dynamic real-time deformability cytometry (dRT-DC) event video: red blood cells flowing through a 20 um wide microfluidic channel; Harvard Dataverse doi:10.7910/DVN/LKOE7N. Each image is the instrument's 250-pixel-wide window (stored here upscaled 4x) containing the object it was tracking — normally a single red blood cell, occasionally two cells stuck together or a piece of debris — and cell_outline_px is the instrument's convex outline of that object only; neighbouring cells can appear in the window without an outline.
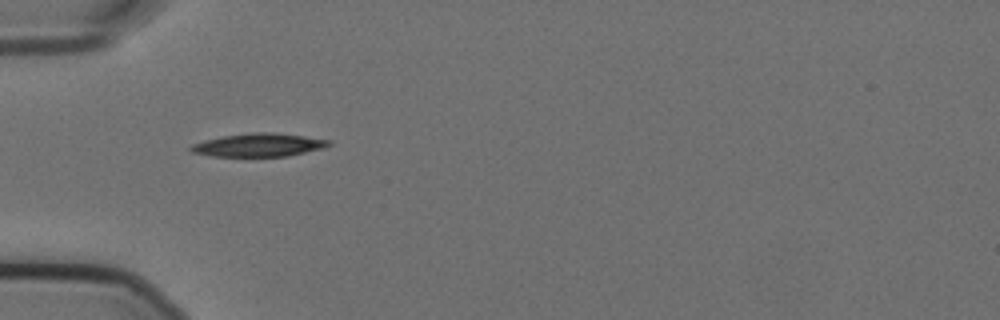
{"species": "Egyptian fruit bat (a non-hibernating species)", "species_latin": "Rousettus aegyptiacus", "temperature_condition": "cold", "stored_images_in_passage": 7, "camera_frame_rate_fps": 3000, "um_per_image_px": 0.085, "animal": {"sex": "female"}, "frame": {"image": 1, "passage_image": 1, "time_ms": 0.0, "image_size_px": [1000, 320], "cell_outline_px": [[332, 144], [324, 148], [288, 156], [212, 156], [192, 152], [188, 148], [192, 144], [204, 140], [224, 136], [256, 132], [268, 132], [304, 136], [332, 140]], "centroid_in_image_um": [22.02, 12.33], "position_along_channel_um": 63.0, "area_um2": 18.55}}
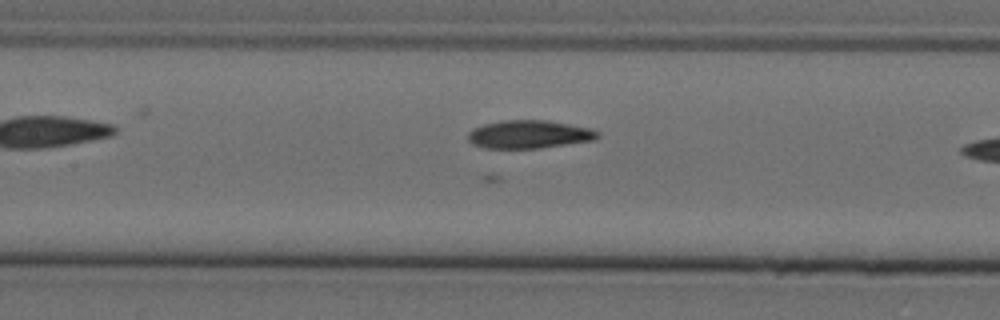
{"frame": {"image": 2, "passage_image": 6, "time_ms": 1.667, "image_size_px": [1000, 320], "cell_outline_px": [[600, 136], [596, 140], [540, 148], [484, 148], [472, 144], [468, 140], [468, 132], [472, 128], [484, 124], [504, 120], [544, 120], [592, 128], [600, 132]], "centroid_in_image_um": [44.99, 11.42], "position_along_channel_um": 162.4, "area_um2": 21.39}}